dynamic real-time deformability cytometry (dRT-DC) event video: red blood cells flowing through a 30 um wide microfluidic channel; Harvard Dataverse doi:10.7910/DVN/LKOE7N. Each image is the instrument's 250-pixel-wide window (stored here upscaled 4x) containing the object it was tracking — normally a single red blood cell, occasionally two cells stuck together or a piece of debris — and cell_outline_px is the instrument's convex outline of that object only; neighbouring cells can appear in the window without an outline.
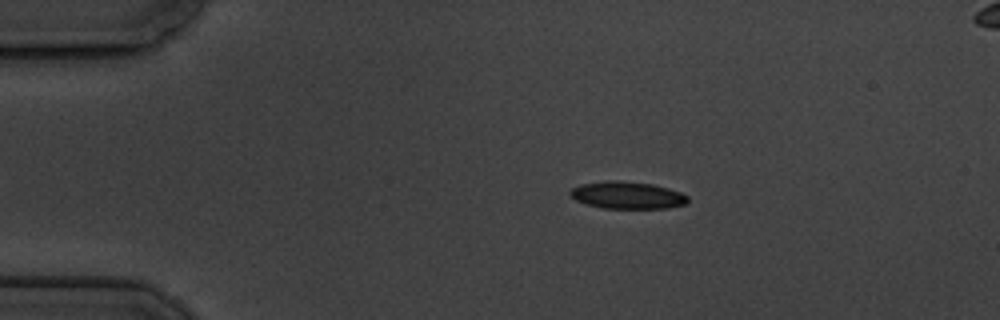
{"species": "common noctule bat (a hibernating species)", "species_latin": "Nyctalus noctula", "temperature_condition": "cold", "stored_images_in_passage": 5, "segment_of_instrument_passage": [1, 2], "camera_frame_rate_fps": 3000, "um_per_image_px": 0.085, "animal": {"sex": "male", "body_mass_g": 19.5, "forearm_length_mm": 54.6}, "frame": {"image": 1, "passage_image": 2, "time_ms": 1.333, "image_size_px": [1000, 320], "cell_outline_px": [[688, 200], [684, 204], [668, 208], [604, 208], [584, 204], [576, 200], [568, 192], [572, 188], [580, 184], [608, 180], [616, 180], [652, 184], [668, 188], [680, 192], [688, 196]], "centroid_in_image_um": [53.29, 16.59], "position_along_channel_um": 31.7, "area_um2": 18.61}}